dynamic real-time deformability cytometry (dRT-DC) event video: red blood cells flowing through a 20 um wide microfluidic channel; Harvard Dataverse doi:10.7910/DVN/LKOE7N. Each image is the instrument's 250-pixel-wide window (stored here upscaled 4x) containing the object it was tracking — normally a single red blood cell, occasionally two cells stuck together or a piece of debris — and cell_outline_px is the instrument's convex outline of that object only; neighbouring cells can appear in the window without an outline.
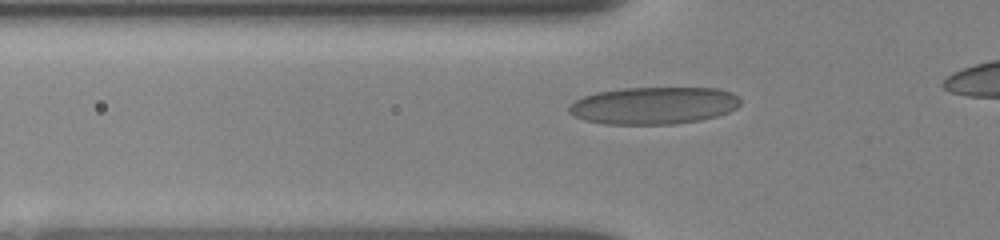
{"species": "human", "species_latin": "Homo sapiens", "temperature_condition": "room temperature", "stored_images_in_passage": 40, "camera_frame_rate_fps": 3000, "um_per_image_px": 0.085, "donor": {"sex": "female"}, "frame": {"image": 1, "passage_image": 8, "time_ms": 1.667, "image_size_px": [1000, 240], "cell_outline_px": [[740, 104], [736, 108], [728, 112], [716, 116], [700, 120], [672, 124], [608, 124], [584, 120], [568, 112], [568, 108], [576, 100], [584, 96], [596, 92], [620, 88], [720, 88], [732, 92], [740, 96]], "centroid_in_image_um": [55.6, 8.96], "position_along_channel_um": 70.2, "area_um2": 37.28}}
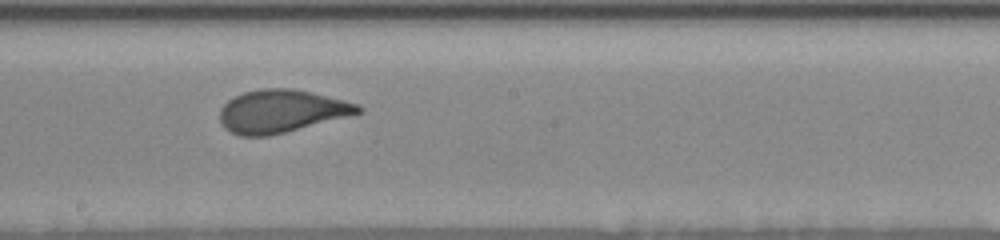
{"frame": {"image": 2, "passage_image": 29, "time_ms": 5.667, "image_size_px": [1000, 240], "cell_outline_px": [[364, 112], [268, 136], [240, 136], [224, 128], [220, 120], [220, 108], [228, 100], [244, 92], [260, 88], [292, 88], [344, 100], [360, 104], [364, 108]], "centroid_in_image_um": [23.91, 9.44], "position_along_channel_um": 224.3, "area_um2": 34.33}}
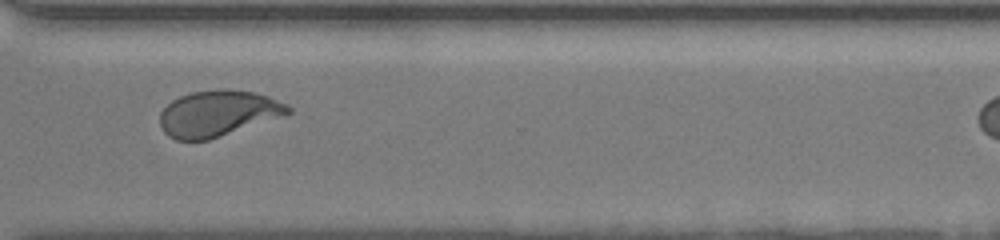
{"frame": {"image": 3, "passage_image": 39, "time_ms": 9.0, "image_size_px": [1000, 240], "cell_outline_px": [[292, 112], [208, 140], [176, 140], [168, 136], [164, 132], [160, 124], [160, 112], [172, 100], [180, 96], [192, 92], [256, 92], [268, 96], [288, 104], [292, 108]], "centroid_in_image_um": [18.49, 9.67], "position_along_channel_um": 352.1, "area_um2": 33.18}}